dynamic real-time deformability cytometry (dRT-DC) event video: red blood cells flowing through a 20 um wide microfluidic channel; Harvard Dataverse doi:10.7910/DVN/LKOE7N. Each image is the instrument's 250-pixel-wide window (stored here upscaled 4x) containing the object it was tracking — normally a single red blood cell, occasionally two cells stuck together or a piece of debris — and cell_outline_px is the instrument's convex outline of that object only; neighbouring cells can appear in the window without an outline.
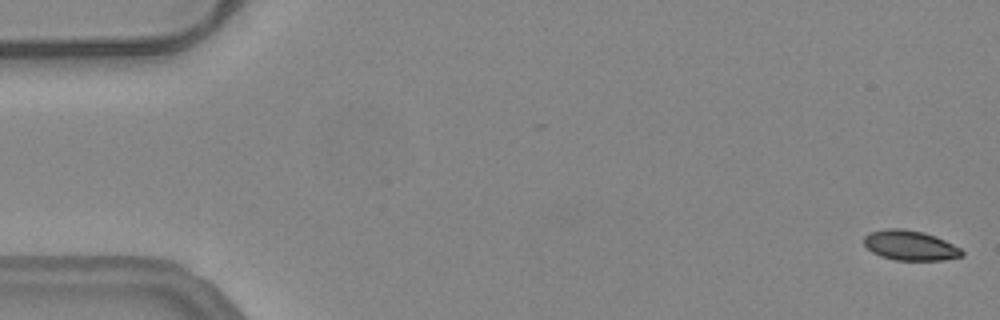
{"species": "common noctule bat (a hibernating species)", "species_latin": "Nyctalus noctula", "temperature_condition": "warm", "stored_images_in_passage": 12, "camera_frame_rate_fps": 3000, "um_per_image_px": 0.085, "animal": {"sex": "female", "body_mass_g": 24.6, "forearm_length_mm": 56.2}, "frame": {"image": 1, "passage_image": 1, "time_ms": 0.0, "image_size_px": [1000, 320], "cell_outline_px": [[964, 256], [944, 260], [896, 260], [880, 256], [872, 252], [864, 244], [864, 236], [868, 232], [888, 228], [904, 228], [924, 232], [936, 236], [960, 248], [964, 252]], "centroid_in_image_um": [77.36, 20.85], "position_along_channel_um": 7.6, "area_um2": 17.22}}